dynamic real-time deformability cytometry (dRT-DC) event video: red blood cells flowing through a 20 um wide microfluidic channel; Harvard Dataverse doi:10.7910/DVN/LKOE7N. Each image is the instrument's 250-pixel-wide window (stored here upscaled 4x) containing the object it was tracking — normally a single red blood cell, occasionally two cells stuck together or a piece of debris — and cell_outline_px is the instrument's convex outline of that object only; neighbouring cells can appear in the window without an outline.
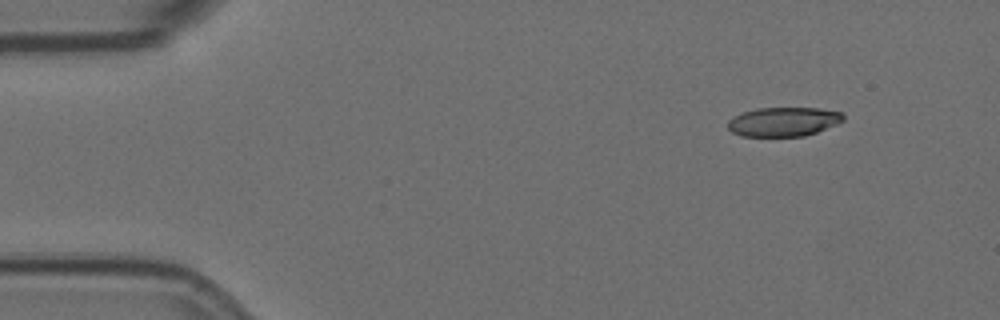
{"species": "Egyptian fruit bat (a non-hibernating species)", "species_latin": "Rousettus aegyptiacus", "temperature_condition": "room temperature", "stored_images_in_passage": 4, "camera_frame_rate_fps": 3000, "um_per_image_px": 0.085, "animal": {"sex": "female"}, "frame": {"image": 1, "passage_image": 2, "time_ms": 0.333, "image_size_px": [1000, 320], "cell_outline_px": [[844, 120], [840, 124], [804, 136], [740, 136], [732, 132], [728, 128], [728, 120], [732, 116], [756, 108], [820, 108], [844, 112]], "centroid_in_image_um": [66.63, 10.34], "position_along_channel_um": 18.4, "area_um2": 19.88}}
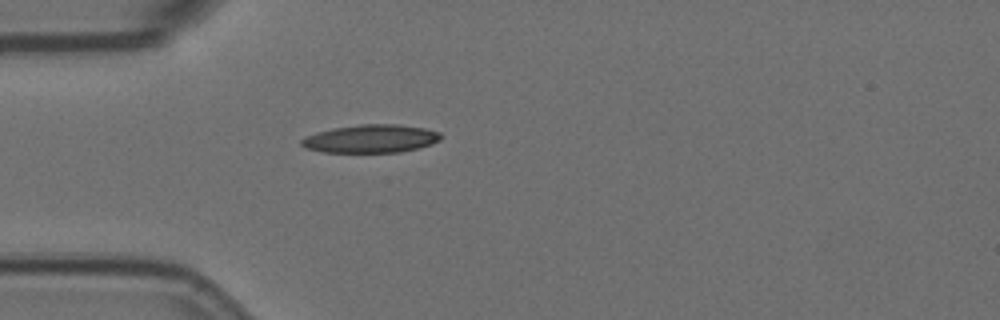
{"frame": {"image": 2, "passage_image": 4, "time_ms": 1.0, "image_size_px": [1000, 320], "cell_outline_px": [[440, 140], [432, 144], [400, 152], [324, 152], [304, 148], [300, 144], [300, 140], [304, 136], [316, 132], [332, 128], [360, 124], [396, 124], [424, 128], [440, 132]], "centroid_in_image_um": [31.47, 11.78], "position_along_channel_um": 53.5, "area_um2": 22.89}}